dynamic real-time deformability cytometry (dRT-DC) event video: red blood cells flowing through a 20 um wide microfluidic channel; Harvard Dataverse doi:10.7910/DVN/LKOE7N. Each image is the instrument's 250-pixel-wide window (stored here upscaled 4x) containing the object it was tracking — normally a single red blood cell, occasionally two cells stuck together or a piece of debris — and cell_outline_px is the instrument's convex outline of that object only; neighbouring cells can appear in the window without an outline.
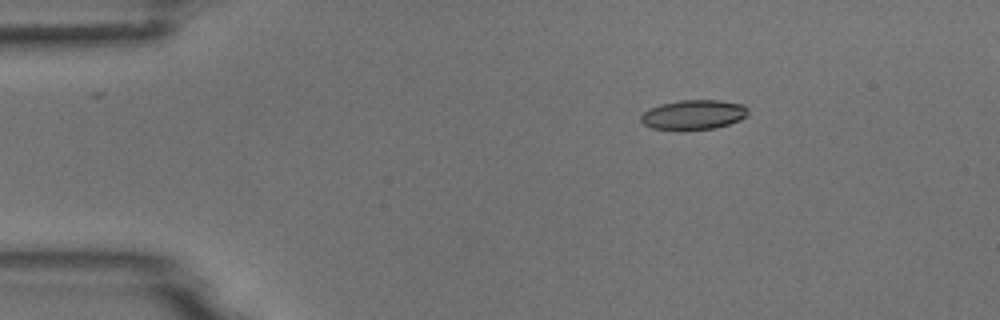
{"species": "common noctule bat (a hibernating species)", "species_latin": "Nyctalus noctula", "temperature_condition": "room temperature", "stored_images_in_passage": 4, "camera_frame_rate_fps": 3000, "um_per_image_px": 0.085, "animal": {"sex": "male", "body_mass_g": 18.8}, "frame": {"image": 1, "passage_image": 2, "time_ms": 0.333, "image_size_px": [1000, 320], "cell_outline_px": [[748, 116], [740, 120], [716, 128], [680, 132], [652, 128], [644, 124], [640, 120], [640, 116], [648, 108], [660, 104], [680, 100], [720, 100], [744, 104], [748, 108]], "centroid_in_image_um": [58.94, 9.77], "position_along_channel_um": 26.1, "area_um2": 19.19}}
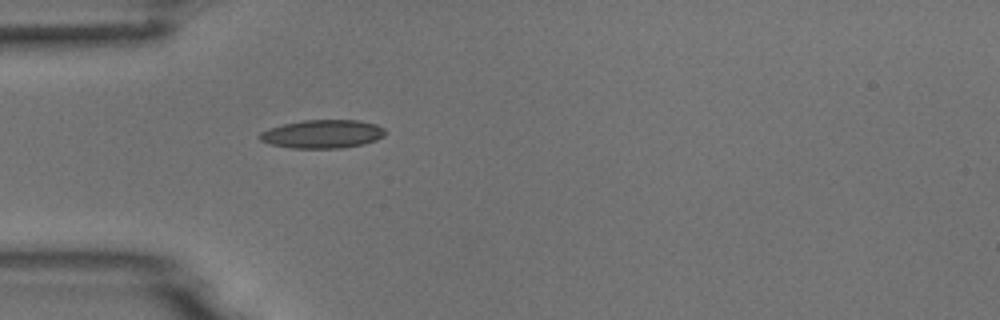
{"frame": {"image": 2, "passage_image": 4, "time_ms": 1.0, "image_size_px": [1000, 320], "cell_outline_px": [[384, 136], [376, 140], [364, 144], [344, 148], [292, 148], [272, 144], [260, 140], [256, 136], [260, 132], [268, 128], [300, 120], [356, 120], [376, 124], [384, 128]], "centroid_in_image_um": [27.39, 11.39], "position_along_channel_um": 57.6, "area_um2": 20.87}}